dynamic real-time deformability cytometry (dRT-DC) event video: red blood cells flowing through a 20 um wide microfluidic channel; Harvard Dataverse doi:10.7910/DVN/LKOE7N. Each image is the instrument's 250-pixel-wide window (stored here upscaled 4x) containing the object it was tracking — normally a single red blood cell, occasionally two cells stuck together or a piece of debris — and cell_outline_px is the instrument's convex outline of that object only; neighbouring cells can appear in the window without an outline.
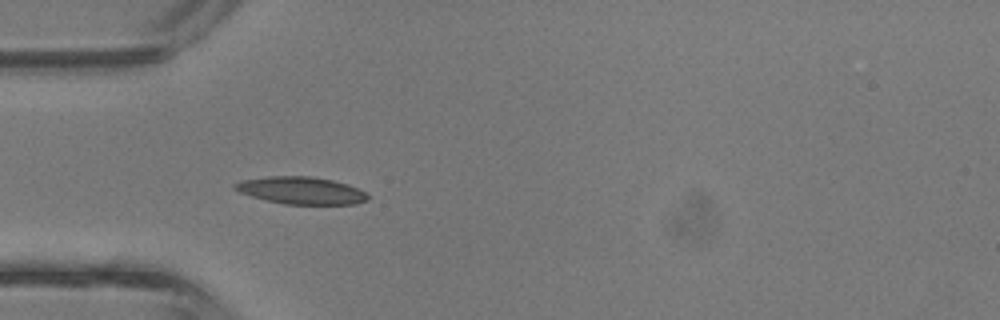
{"species": "common noctule bat (a hibernating species)", "species_latin": "Nyctalus noctula", "temperature_condition": "room temperature", "stored_images_in_passage": 27, "camera_frame_rate_fps": 3000, "um_per_image_px": 0.085, "animal": {"sex": "male", "body_mass_g": 13.3}, "frame": {"image": 1, "passage_image": 1, "time_ms": 0.0, "image_size_px": [1000, 320], "cell_outline_px": [[368, 200], [356, 204], [284, 204], [252, 196], [240, 192], [232, 188], [232, 184], [240, 180], [268, 176], [312, 176], [332, 180], [348, 184], [364, 192], [368, 196]], "centroid_in_image_um": [25.57, 16.18], "position_along_channel_um": 59.4, "area_um2": 21.1}}
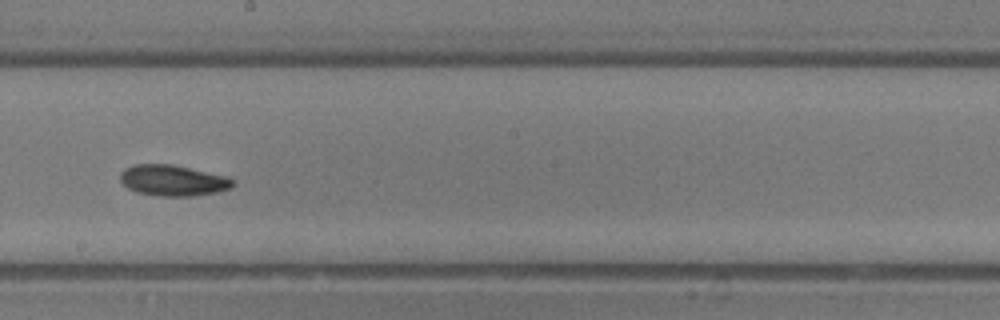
{"frame": {"image": 2, "passage_image": 12, "time_ms": 3.667, "image_size_px": [1000, 320], "cell_outline_px": [[236, 184], [232, 188], [216, 192], [192, 196], [156, 196], [136, 192], [128, 188], [120, 180], [120, 172], [124, 168], [132, 164], [172, 164], [228, 176], [236, 180]], "centroid_in_image_um": [14.72, 15.33], "position_along_channel_um": 233.5, "area_um2": 20.63}}
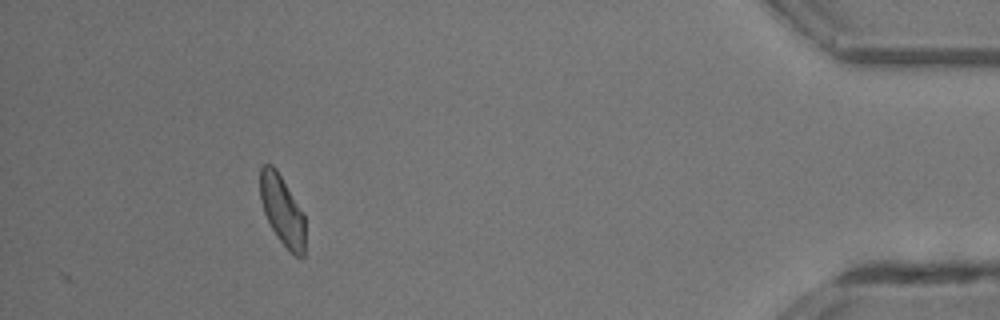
{"frame": {"image": 3, "passage_image": 27, "time_ms": 8.667, "image_size_px": [1000, 320], "cell_outline_px": [[304, 256], [300, 260], [276, 236], [264, 212], [260, 200], [260, 168], [264, 164], [272, 164], [276, 168], [304, 212]], "centroid_in_image_um": [23.99, 17.85], "position_along_channel_um": 411.2, "area_um2": 18.32}, "authors_computed_cell_mechanics": {"area_um2": 19.7098, "velocity_mm_per_s": 4.821, "shape_relaxation_time_tau1_ms": 3.9696, "shape_relaxation_time_tau2_ms": 4.6288, "deformation_change_tau1": 0.116, "deformation_change_tau2": 0.1134}}